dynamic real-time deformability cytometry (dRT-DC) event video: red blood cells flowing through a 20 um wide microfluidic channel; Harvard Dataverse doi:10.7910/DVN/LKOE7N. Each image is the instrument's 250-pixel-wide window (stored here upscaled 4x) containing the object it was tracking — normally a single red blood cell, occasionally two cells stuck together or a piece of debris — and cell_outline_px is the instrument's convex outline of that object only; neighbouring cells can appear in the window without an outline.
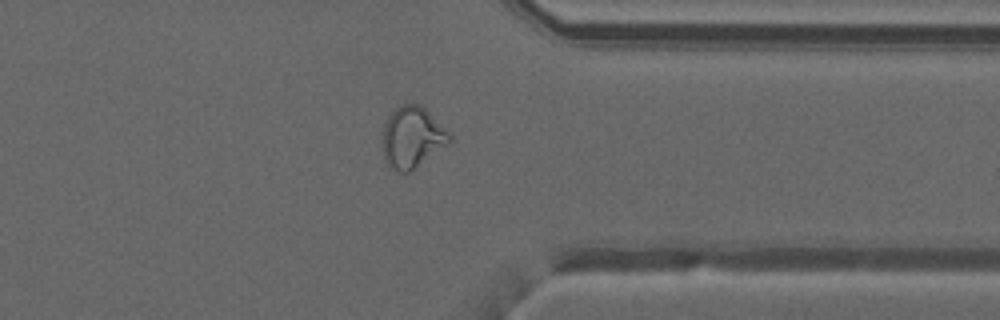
{"species": "common noctule bat (a hibernating species)", "species_latin": "Nyctalus noctula", "temperature_condition": "warm", "stored_images_in_passage": 40, "camera_frame_rate_fps": 3000, "um_per_image_px": 0.085, "animal": {"sex": "male", "forearm_length_mm": 52.5}, "frame": {"image": 1, "passage_image": 29, "time_ms": 9.333, "image_size_px": [1000, 320], "cell_outline_px": [[452, 140], [448, 144], [408, 172], [400, 172], [392, 168], [384, 160], [384, 124], [388, 116], [400, 104], [420, 104], [452, 136]], "centroid_in_image_um": [35.03, 11.66], "position_along_channel_um": 376.4, "area_um2": 23.24}, "authors_computed_cell_mechanics": {"area_um2": 24.6228, "velocity_mm_per_s": 4.1046, "shape_relaxation_time_tau1_ms": null, "shape_relaxation_time_tau2_ms": 0.7348, "deformation_change_tau1": null, "deformation_change_tau2": 0.0619}}